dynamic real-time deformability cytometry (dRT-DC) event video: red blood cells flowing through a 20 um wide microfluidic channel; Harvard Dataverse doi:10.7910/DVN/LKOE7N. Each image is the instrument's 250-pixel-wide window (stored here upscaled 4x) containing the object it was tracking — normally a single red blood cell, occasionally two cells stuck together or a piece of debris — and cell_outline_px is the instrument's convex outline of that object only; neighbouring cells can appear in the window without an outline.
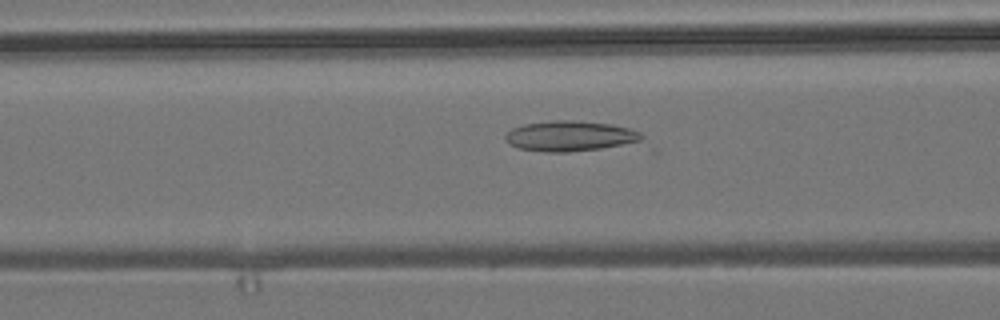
{"species": "common noctule bat (a hibernating species)", "species_latin": "Nyctalus noctula", "temperature_condition": "room temperature", "stored_images_in_passage": 41, "camera_frame_rate_fps": 3000, "um_per_image_px": 0.085, "animal": {"sex": "male", "body_mass_g": 19.2, "forearm_length_mm": 51.8}, "frame": {"image": 1, "passage_image": 9, "time_ms": 2.667, "image_size_px": [1000, 320], "cell_outline_px": [[644, 144], [568, 152], [548, 152], [520, 148], [508, 144], [504, 140], [504, 136], [512, 128], [524, 124], [556, 120], [576, 120], [612, 124], [628, 128], [640, 132], [644, 136]], "centroid_in_image_um": [48.58, 11.58], "position_along_channel_um": 118.0, "area_um2": 24.8}}
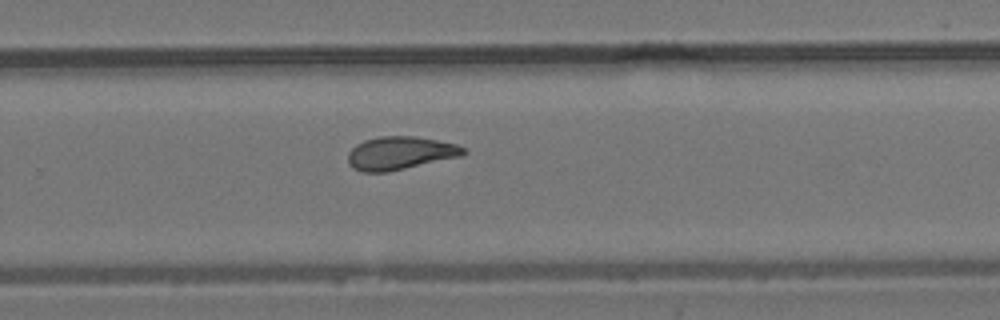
{"frame": {"image": 2, "passage_image": 23, "time_ms": 7.333, "image_size_px": [1000, 320], "cell_outline_px": [[468, 152], [460, 156], [388, 172], [360, 172], [352, 168], [348, 164], [348, 152], [356, 144], [364, 140], [380, 136], [416, 136], [456, 144], [464, 148]], "centroid_in_image_um": [33.97, 13.01], "position_along_channel_um": 295.8, "area_um2": 22.31}}
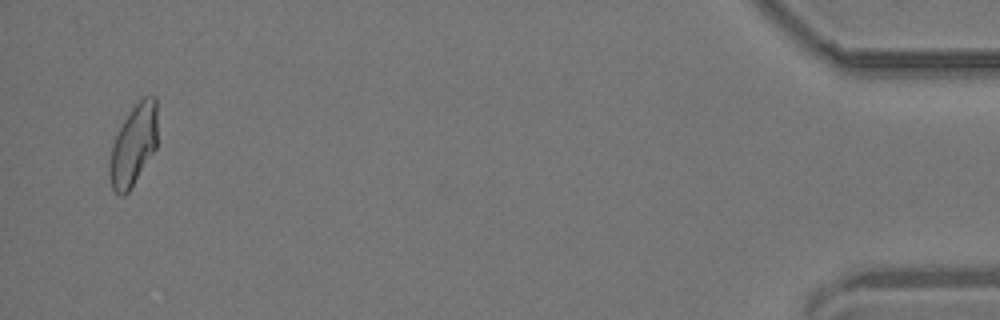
{"frame": {"image": 3, "passage_image": 40, "time_ms": 13.0, "image_size_px": [1000, 320], "cell_outline_px": [[156, 148], [128, 192], [124, 196], [120, 196], [112, 188], [108, 172], [108, 168], [112, 144], [124, 120], [132, 108], [144, 96], [156, 96]], "centroid_in_image_um": [11.33, 12.36], "position_along_channel_um": 423.9, "area_um2": 22.25}, "authors_computed_cell_mechanics": {"area_um2": 22.253, "velocity_mm_per_s": 3.8183, "shape_relaxation_time_tau1_ms": null, "shape_relaxation_time_tau2_ms": 2.808, "deformation_change_tau1": null, "deformation_change_tau2": 0.0982}}